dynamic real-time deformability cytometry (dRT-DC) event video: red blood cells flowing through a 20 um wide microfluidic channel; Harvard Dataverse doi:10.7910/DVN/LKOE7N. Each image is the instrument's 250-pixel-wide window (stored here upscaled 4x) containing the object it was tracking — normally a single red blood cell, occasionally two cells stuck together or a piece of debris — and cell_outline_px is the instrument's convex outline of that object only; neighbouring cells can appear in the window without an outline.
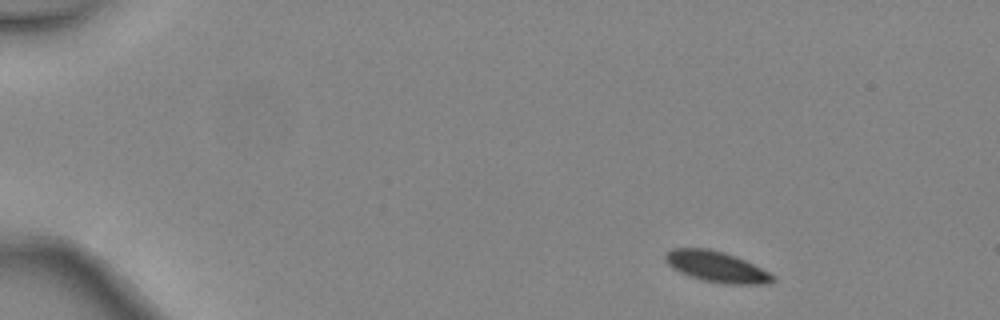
{"species": "common noctule bat (a hibernating species)", "species_latin": "Nyctalus noctula", "temperature_condition": "warm", "stored_images_in_passage": 5, "camera_frame_rate_fps": 3000, "um_per_image_px": 0.085, "animal": {"sex": "female", "body_mass_g": 24.6, "forearm_length_mm": 56.2}, "frame": {"image": 1, "passage_image": 1, "time_ms": 0.0, "image_size_px": [1000, 320], "cell_outline_px": [[776, 280], [768, 284], [724, 284], [700, 280], [688, 276], [672, 268], [664, 260], [664, 256], [672, 248], [708, 248], [724, 252], [736, 256], [776, 276]], "centroid_in_image_um": [60.89, 22.68], "position_along_channel_um": 24.1, "area_um2": 19.42}}
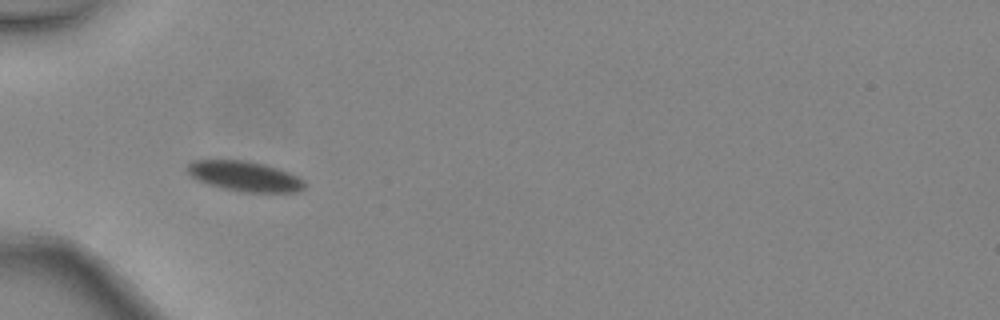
{"frame": {"image": 2, "passage_image": 4, "time_ms": 1.0, "image_size_px": [1000, 320], "cell_outline_px": [[304, 188], [296, 192], [240, 192], [224, 188], [200, 180], [192, 176], [184, 168], [192, 160], [244, 160], [264, 164], [288, 172], [304, 180]], "centroid_in_image_um": [20.79, 14.97], "position_along_channel_um": 64.2, "area_um2": 20.29}}
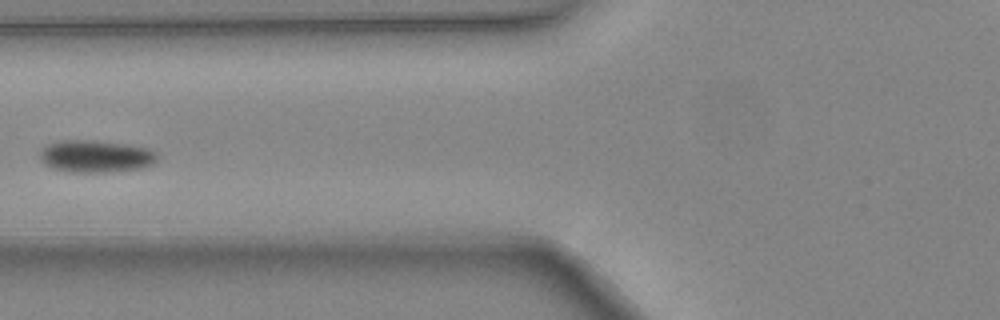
{"frame": {"image": 3, "passage_image": 5, "time_ms": 1.333, "image_size_px": [1000, 320], "cell_outline_px": [[160, 156], [152, 164], [140, 168], [108, 172], [68, 172], [52, 168], [44, 164], [40, 160], [40, 148], [48, 144], [60, 140], [96, 140], [128, 144], [148, 148], [156, 152]], "centroid_in_image_um": [8.12, 13.27], "position_along_channel_um": 117.7, "area_um2": 22.37}}